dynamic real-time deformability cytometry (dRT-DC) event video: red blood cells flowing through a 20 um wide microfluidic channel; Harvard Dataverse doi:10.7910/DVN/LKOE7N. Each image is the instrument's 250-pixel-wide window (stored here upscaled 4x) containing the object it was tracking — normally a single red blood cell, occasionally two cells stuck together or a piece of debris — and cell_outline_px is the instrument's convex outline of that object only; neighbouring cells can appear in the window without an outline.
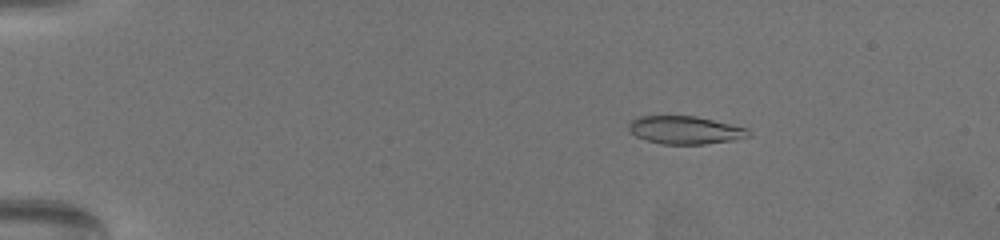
{"species": "common noctule bat (a hibernating species)", "species_latin": "Nyctalus noctula", "temperature_condition": "warm", "stored_images_in_passage": 65, "camera_frame_rate_fps": 3000, "um_per_image_px": 0.085, "animal": {"sex": "female", "body_mass_g": 19.5, "forearm_length_mm": 54.1}, "frame": {"image": 1, "passage_image": 12, "time_ms": 3.667, "image_size_px": [1000, 240], "cell_outline_px": [[752, 136], [732, 140], [704, 144], [660, 144], [636, 136], [628, 128], [628, 124], [636, 116], [696, 116], [748, 128], [752, 132]], "centroid_in_image_um": [58.26, 11.05], "position_along_channel_um": 26.7, "area_um2": 19.54}}
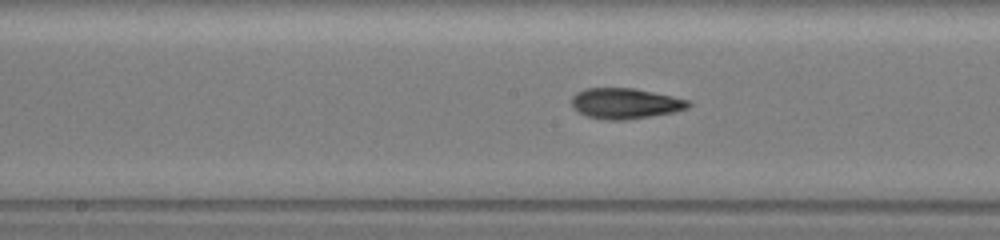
{"frame": {"image": 2, "passage_image": 36, "time_ms": 11.667, "image_size_px": [1000, 240], "cell_outline_px": [[692, 104], [688, 108], [672, 112], [652, 116], [628, 120], [604, 120], [588, 116], [572, 108], [572, 96], [576, 92], [588, 88], [632, 88], [672, 96], [688, 100]], "centroid_in_image_um": [53.13, 8.8], "position_along_channel_um": 195.1, "area_um2": 20.75}}
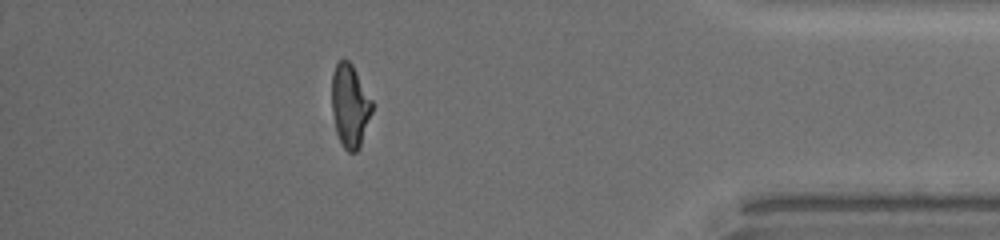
{"frame": {"image": 3, "passage_image": 58, "time_ms": 19.0, "image_size_px": [1000, 240], "cell_outline_px": [[372, 112], [360, 144], [356, 152], [348, 152], [344, 148], [340, 140], [336, 128], [332, 112], [332, 76], [336, 64], [340, 60], [348, 60], [352, 64], [372, 100]], "centroid_in_image_um": [29.74, 8.96], "position_along_channel_um": 405.5, "area_um2": 19.07}, "authors_computed_cell_mechanics": {"area_um2": 20.23, "velocity_mm_per_s": 3.3417, "shape_relaxation_time_tau1_ms": 7.5039, "shape_relaxation_time_tau2_ms": 3.3327, "deformation_change_tau1": 0.2105, "deformation_change_tau2": 0.1071}}